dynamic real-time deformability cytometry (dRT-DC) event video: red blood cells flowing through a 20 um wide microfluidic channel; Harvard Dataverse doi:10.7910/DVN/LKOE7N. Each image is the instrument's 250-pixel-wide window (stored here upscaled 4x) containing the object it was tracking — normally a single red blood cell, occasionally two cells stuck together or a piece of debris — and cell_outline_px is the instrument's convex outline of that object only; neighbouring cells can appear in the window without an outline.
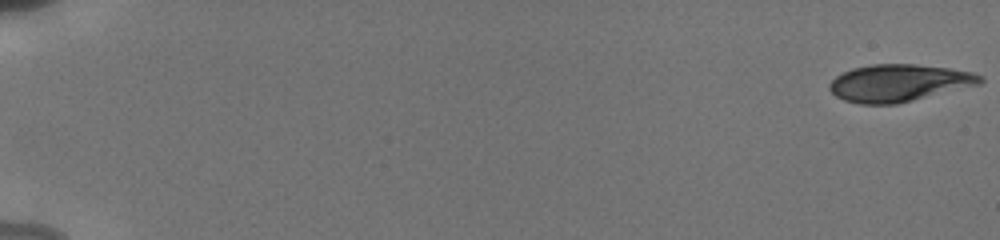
{"species": "human", "species_latin": "Homo sapiens", "temperature_condition": "cold", "stored_images_in_passage": 50, "camera_frame_rate_fps": 3000, "um_per_image_px": 0.085, "donor": {"sex": "male"}, "frame": {"image": 1, "passage_image": 1, "time_ms": 0.0, "image_size_px": [1000, 240], "cell_outline_px": [[984, 80], [980, 84], [896, 104], [860, 104], [844, 100], [836, 96], [828, 88], [828, 84], [836, 76], [852, 68], [872, 64], [916, 64], [948, 68], [972, 72], [984, 76]], "centroid_in_image_um": [76.4, 7.05], "position_along_channel_um": 8.6, "area_um2": 32.6}}
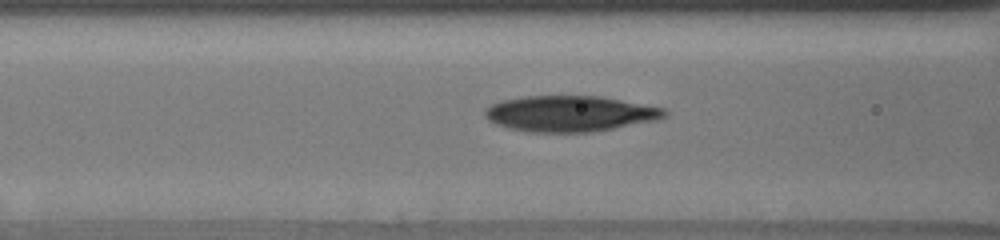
{"frame": {"image": 2, "passage_image": 41, "time_ms": 8.0, "image_size_px": [1000, 240], "cell_outline_px": [[668, 116], [656, 120], [592, 132], [528, 132], [508, 128], [496, 124], [488, 120], [484, 116], [484, 108], [500, 100], [524, 96], [600, 96], [664, 108], [668, 112]], "centroid_in_image_um": [48.41, 9.66], "position_along_channel_um": 118.2, "area_um2": 37.63}}
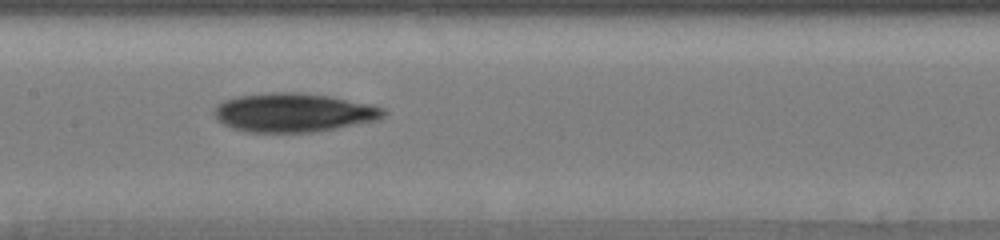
{"frame": {"image": 3, "passage_image": 49, "time_ms": 9.667, "image_size_px": [1000, 240], "cell_outline_px": [[388, 112], [380, 120], [336, 128], [312, 132], [248, 132], [232, 128], [216, 120], [212, 112], [216, 104], [224, 100], [236, 96], [272, 92], [300, 92], [328, 96], [372, 104], [384, 108]], "centroid_in_image_um": [24.95, 9.56], "position_along_channel_um": 182.5, "area_um2": 38.67}}